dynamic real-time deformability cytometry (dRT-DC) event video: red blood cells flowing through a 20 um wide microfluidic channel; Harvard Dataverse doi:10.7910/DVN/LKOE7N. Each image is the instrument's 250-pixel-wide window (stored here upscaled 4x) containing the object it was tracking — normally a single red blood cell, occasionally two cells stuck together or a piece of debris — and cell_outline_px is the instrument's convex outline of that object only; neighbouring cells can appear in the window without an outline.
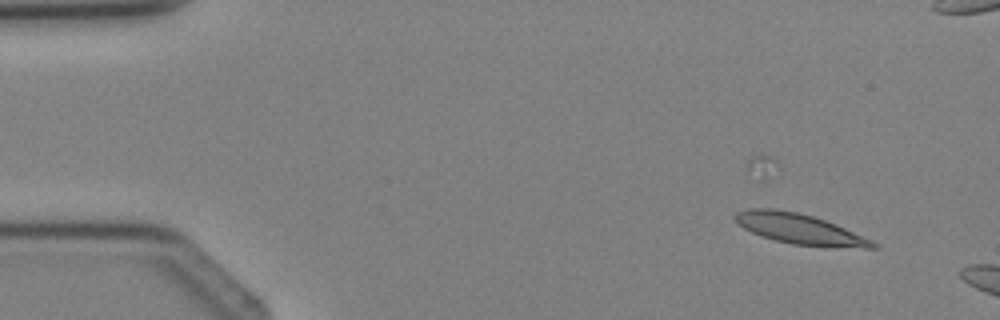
{"species": "Egyptian fruit bat (a non-hibernating species)", "species_latin": "Rousettus aegyptiacus", "temperature_condition": "cold", "stored_images_in_passage": 3, "camera_frame_rate_fps": 3000, "um_per_image_px": 0.085, "animal": {"sex": "female"}, "frame": {"image": 1, "passage_image": 1, "time_ms": 0.0, "image_size_px": [1000, 320], "cell_outline_px": [[880, 248], [864, 248], [792, 244], [776, 240], [752, 232], [744, 228], [732, 216], [736, 212], [748, 208], [772, 208], [796, 212], [812, 216], [836, 224], [872, 240], [880, 244]], "centroid_in_image_um": [67.98, 19.45], "position_along_channel_um": 17.0, "area_um2": 23.99}}